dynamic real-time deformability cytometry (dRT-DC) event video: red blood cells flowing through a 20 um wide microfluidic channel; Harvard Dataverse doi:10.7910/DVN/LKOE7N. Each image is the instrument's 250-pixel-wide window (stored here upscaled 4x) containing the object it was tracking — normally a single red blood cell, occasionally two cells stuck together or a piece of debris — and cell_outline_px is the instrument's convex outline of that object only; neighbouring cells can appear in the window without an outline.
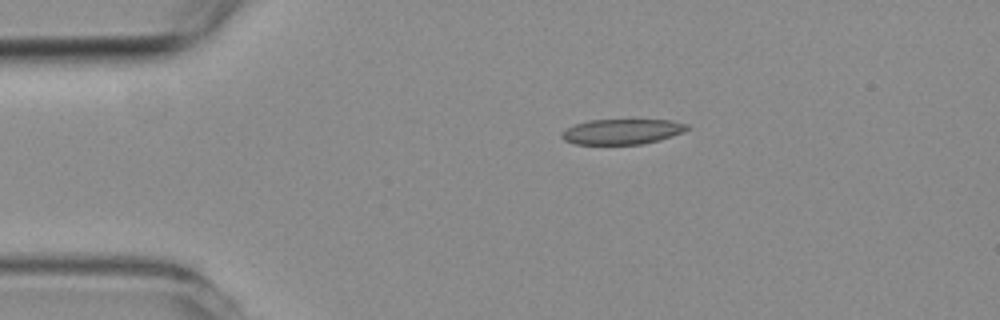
{"species": "common noctule bat (a hibernating species)", "species_latin": "Nyctalus noctula", "temperature_condition": "room temperature", "stored_images_in_passage": 4, "camera_frame_rate_fps": 3000, "um_per_image_px": 0.085, "animal": {"sex": "female", "body_mass_g": 19.3, "forearm_length_mm": 54.1}, "frame": {"image": 1, "passage_image": 1, "time_ms": 0.0, "image_size_px": [1000, 320], "cell_outline_px": [[688, 128], [684, 132], [660, 140], [644, 144], [572, 144], [564, 140], [560, 136], [560, 132], [576, 124], [588, 120], [672, 120], [688, 124]], "centroid_in_image_um": [52.87, 11.19], "position_along_channel_um": 32.1, "area_um2": 18.55}}
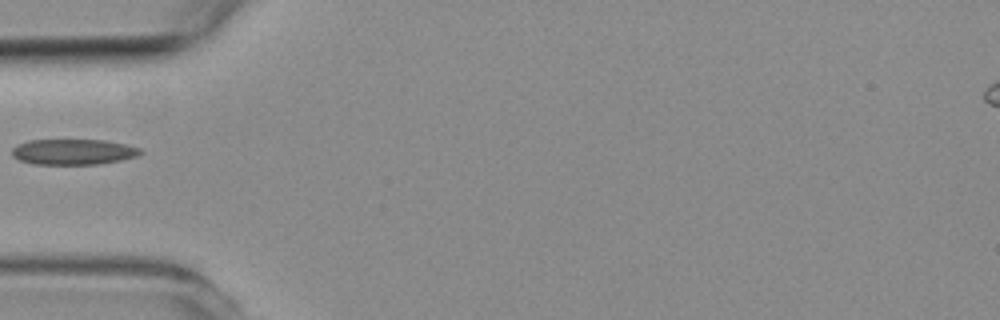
{"frame": {"image": 2, "passage_image": 3, "time_ms": 2.333, "image_size_px": [1000, 320], "cell_outline_px": [[144, 152], [136, 156], [120, 160], [96, 164], [32, 164], [20, 160], [12, 156], [12, 148], [28, 140], [104, 140], [124, 144], [140, 148]], "centroid_in_image_um": [6.22, 12.91], "position_along_channel_um": 78.8, "area_um2": 19.02}}
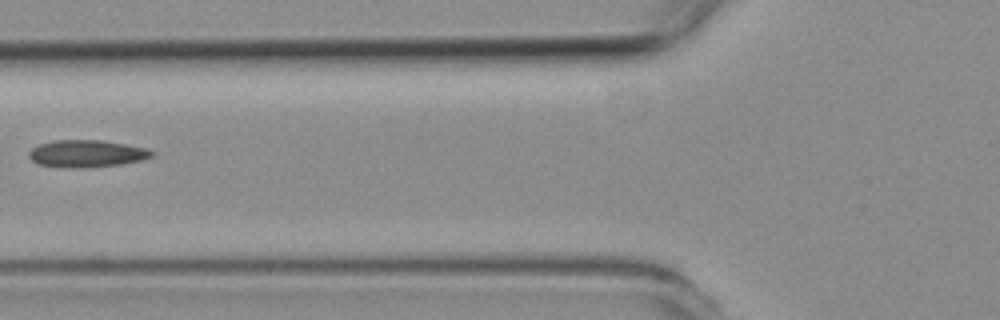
{"frame": {"image": 3, "passage_image": 4, "time_ms": 3.333, "image_size_px": [1000, 320], "cell_outline_px": [[156, 152], [152, 156], [140, 160], [124, 164], [80, 168], [36, 164], [28, 156], [28, 152], [32, 148], [40, 144], [52, 140], [100, 140], [148, 148]], "centroid_in_image_um": [7.37, 13.05], "position_along_channel_um": 118.4, "area_um2": 19.42}}